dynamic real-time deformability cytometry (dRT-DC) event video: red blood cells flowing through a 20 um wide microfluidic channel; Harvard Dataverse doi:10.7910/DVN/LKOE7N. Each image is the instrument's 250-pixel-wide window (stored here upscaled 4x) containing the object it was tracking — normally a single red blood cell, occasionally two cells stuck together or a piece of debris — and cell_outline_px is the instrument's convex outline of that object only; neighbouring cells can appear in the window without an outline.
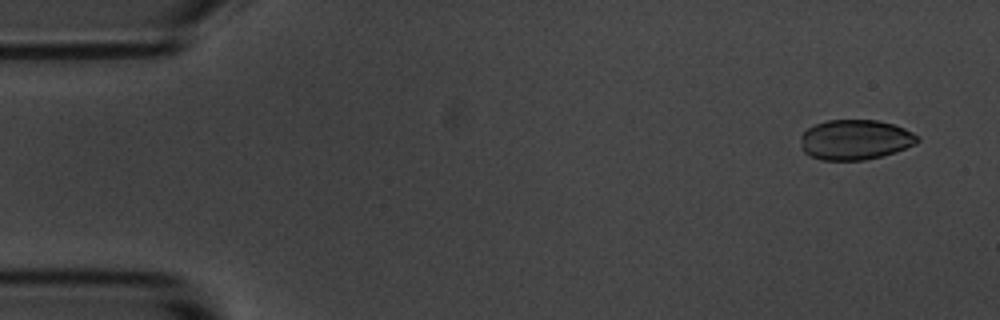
{"species": "common noctule bat (a hibernating species)", "species_latin": "Nyctalus noctula", "temperature_condition": "room temperature", "stored_images_in_passage": 55, "camera_frame_rate_fps": 3000, "um_per_image_px": 0.085, "animal": {"sex": "male", "body_mass_g": 20.1, "forearm_length_mm": 53.5}, "frame": {"image": 1, "passage_image": 3, "time_ms": 0.667, "image_size_px": [1000, 320], "cell_outline_px": [[920, 140], [916, 144], [896, 152], [864, 160], [820, 160], [808, 156], [800, 148], [800, 136], [808, 128], [816, 124], [828, 120], [876, 120], [892, 124], [904, 128], [920, 136]], "centroid_in_image_um": [72.68, 11.88], "position_along_channel_um": 12.3, "area_um2": 27.51}}
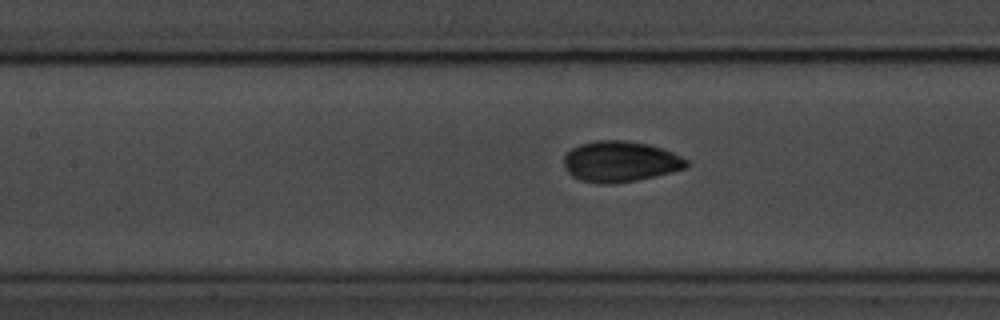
{"frame": {"image": 2, "passage_image": 24, "time_ms": 7.667, "image_size_px": [1000, 320], "cell_outline_px": [[688, 168], [672, 172], [636, 180], [608, 184], [596, 184], [580, 180], [572, 176], [568, 172], [564, 164], [564, 156], [572, 148], [580, 144], [596, 140], [624, 140], [648, 144], [664, 148], [688, 160]], "centroid_in_image_um": [52.73, 13.73], "position_along_channel_um": 154.7, "area_um2": 29.25}}
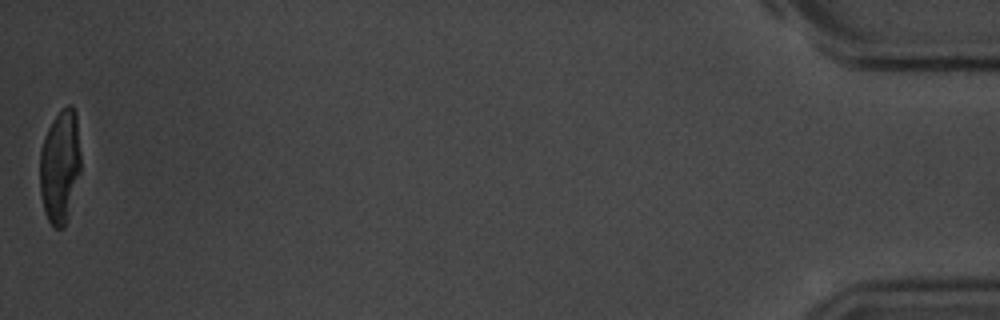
{"frame": {"image": 3, "passage_image": 55, "time_ms": 18.0, "image_size_px": [1000, 320], "cell_outline_px": [[80, 172], [68, 220], [64, 228], [56, 228], [48, 220], [44, 212], [40, 192], [40, 152], [48, 128], [52, 120], [68, 104], [72, 104], [76, 112], [80, 156]], "centroid_in_image_um": [5.11, 14.18], "position_along_channel_um": 430.1, "area_um2": 27.05}, "authors_computed_cell_mechanics": {"area_um2": 28.5532, "velocity_mm_per_s": 3.6117, "shape_relaxation_time_tau1_ms": 3.204, "shape_relaxation_time_tau2_ms": null, "deformation_change_tau1": 0.1403, "deformation_change_tau2": null}}